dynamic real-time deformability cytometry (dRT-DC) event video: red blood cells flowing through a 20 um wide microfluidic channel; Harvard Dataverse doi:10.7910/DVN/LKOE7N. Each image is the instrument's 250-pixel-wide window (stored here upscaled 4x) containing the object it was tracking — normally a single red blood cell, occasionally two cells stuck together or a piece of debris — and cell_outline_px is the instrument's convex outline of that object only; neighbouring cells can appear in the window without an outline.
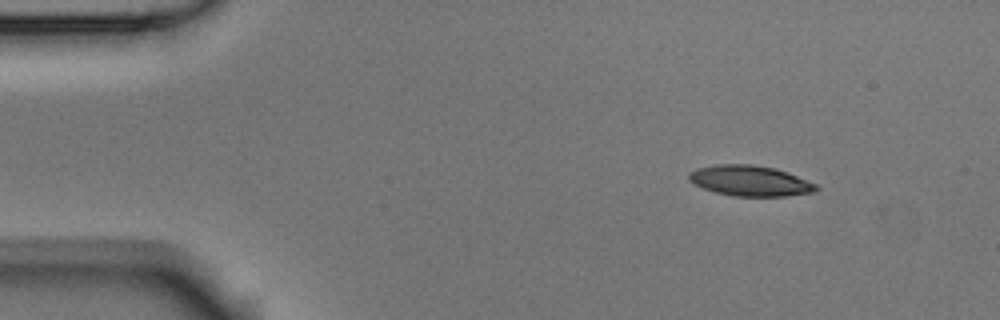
{"species": "Egyptian fruit bat (a non-hibernating species)", "species_latin": "Rousettus aegyptiacus", "temperature_condition": "room temperature", "stored_images_in_passage": 5, "camera_frame_rate_fps": 3000, "um_per_image_px": 0.085, "animal": {"sex": "male"}, "frame": {"image": 1, "passage_image": 1, "time_ms": 0.0, "image_size_px": [1000, 320], "cell_outline_px": [[820, 188], [816, 192], [788, 196], [732, 196], [716, 192], [704, 188], [688, 180], [688, 172], [696, 168], [716, 164], [752, 164], [776, 168], [788, 172], [816, 184]], "centroid_in_image_um": [63.77, 15.36], "position_along_channel_um": 21.2, "area_um2": 22.83}}
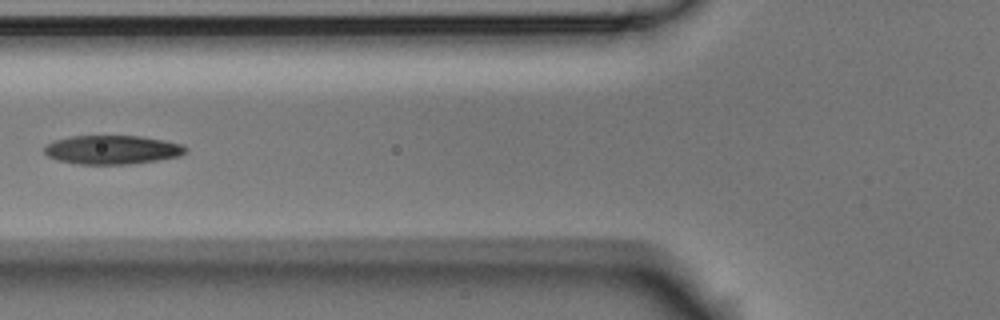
{"frame": {"image": 2, "passage_image": 4, "time_ms": 1.0, "image_size_px": [1000, 320], "cell_outline_px": [[188, 152], [180, 156], [156, 160], [128, 164], [76, 164], [56, 160], [48, 156], [44, 152], [44, 148], [52, 140], [72, 136], [140, 136], [164, 140], [180, 144], [188, 148]], "centroid_in_image_um": [9.53, 12.73], "position_along_channel_um": 116.3, "area_um2": 23.81}}
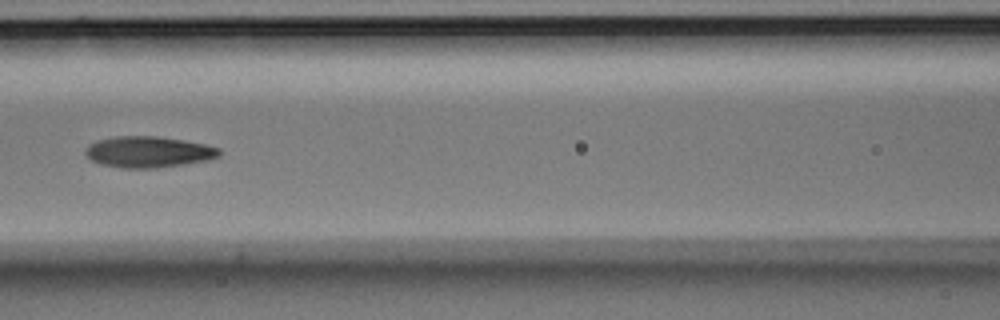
{"frame": {"image": 3, "passage_image": 5, "time_ms": 1.333, "image_size_px": [1000, 320], "cell_outline_px": [[220, 156], [208, 160], [184, 164], [156, 168], [120, 168], [100, 164], [92, 160], [84, 152], [88, 144], [96, 140], [116, 136], [156, 136], [184, 140], [204, 144], [220, 148]], "centroid_in_image_um": [12.6, 12.91], "position_along_channel_um": 154.0, "area_um2": 24.39}}